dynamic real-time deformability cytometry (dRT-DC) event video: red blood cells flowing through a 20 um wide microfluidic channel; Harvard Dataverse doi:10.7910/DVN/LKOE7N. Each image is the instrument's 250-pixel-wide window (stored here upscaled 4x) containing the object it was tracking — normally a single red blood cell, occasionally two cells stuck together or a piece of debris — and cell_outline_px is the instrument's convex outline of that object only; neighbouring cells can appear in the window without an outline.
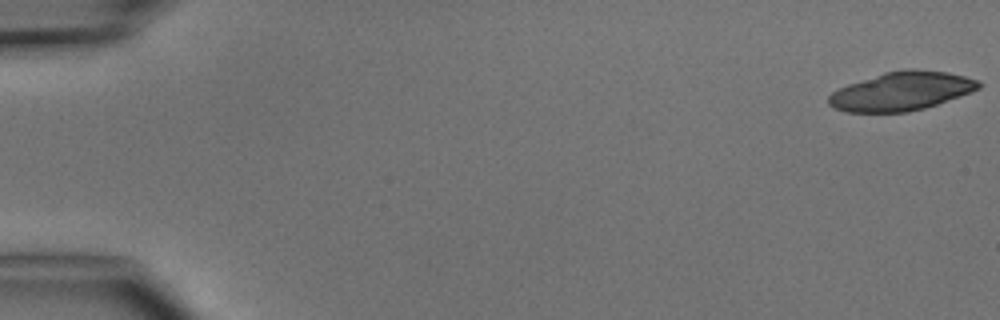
{"species": "common noctule bat (a hibernating species)", "species_latin": "Nyctalus noctula", "temperature_condition": "cold", "stored_images_in_passage": 5, "camera_frame_rate_fps": 3000, "um_per_image_px": 0.085, "animal": {"sex": "male", "body_mass_g": 15.6}, "frame": {"image": 1, "passage_image": 1, "time_ms": 0.0, "image_size_px": [1000, 320], "cell_outline_px": [[984, 84], [980, 88], [972, 92], [924, 108], [908, 112], [848, 112], [836, 108], [828, 104], [828, 96], [832, 92], [848, 84], [884, 72], [904, 68], [912, 68], [948, 72], [980, 80]], "centroid_in_image_um": [76.66, 7.73], "position_along_channel_um": 8.3, "area_um2": 33.93}}